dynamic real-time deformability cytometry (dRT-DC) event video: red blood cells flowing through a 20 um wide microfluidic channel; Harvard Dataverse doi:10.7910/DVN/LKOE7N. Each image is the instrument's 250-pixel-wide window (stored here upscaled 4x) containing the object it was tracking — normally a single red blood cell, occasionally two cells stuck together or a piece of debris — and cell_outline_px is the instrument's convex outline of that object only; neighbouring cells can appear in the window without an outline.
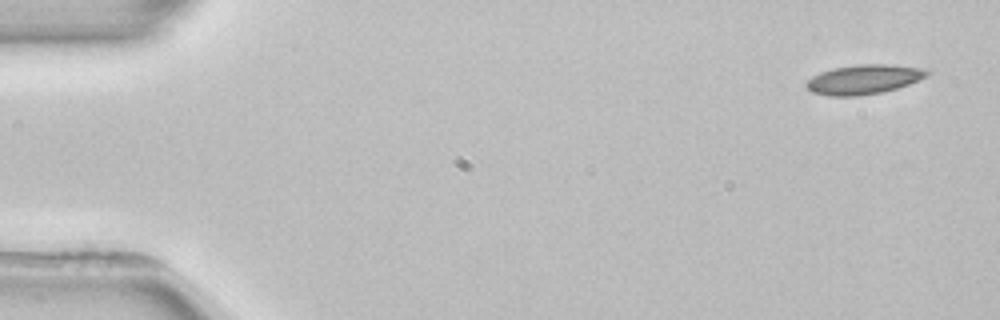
{"species": "common noctule bat (a hibernating species)", "species_latin": "Nyctalus noctula", "temperature_condition": "room temperature", "stored_images_in_passage": 4, "camera_frame_rate_fps": 3000, "um_per_image_px": 0.085, "animal": {"sex": "female", "body_mass_g": 22.7, "forearm_length_mm": 54.2}, "frame": {"image": 1, "passage_image": 1, "time_ms": 0.0, "image_size_px": [1000, 320], "cell_outline_px": [[932, 72], [928, 76], [908, 84], [884, 92], [860, 96], [828, 96], [812, 92], [804, 84], [812, 76], [820, 72], [832, 68], [856, 64], [888, 64], [920, 68]], "centroid_in_image_um": [73.4, 6.75], "position_along_channel_um": 11.6, "area_um2": 20.87}}
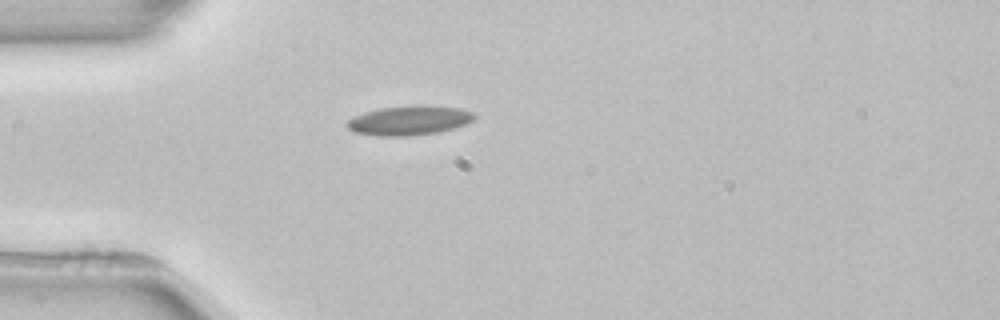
{"frame": {"image": 2, "passage_image": 4, "time_ms": 4.0, "image_size_px": [1000, 320], "cell_outline_px": [[476, 116], [472, 120], [464, 124], [440, 132], [408, 136], [376, 136], [352, 132], [344, 124], [348, 120], [364, 112], [380, 108], [460, 108], [472, 112]], "centroid_in_image_um": [34.69, 10.3], "position_along_channel_um": 50.3, "area_um2": 20.81}}